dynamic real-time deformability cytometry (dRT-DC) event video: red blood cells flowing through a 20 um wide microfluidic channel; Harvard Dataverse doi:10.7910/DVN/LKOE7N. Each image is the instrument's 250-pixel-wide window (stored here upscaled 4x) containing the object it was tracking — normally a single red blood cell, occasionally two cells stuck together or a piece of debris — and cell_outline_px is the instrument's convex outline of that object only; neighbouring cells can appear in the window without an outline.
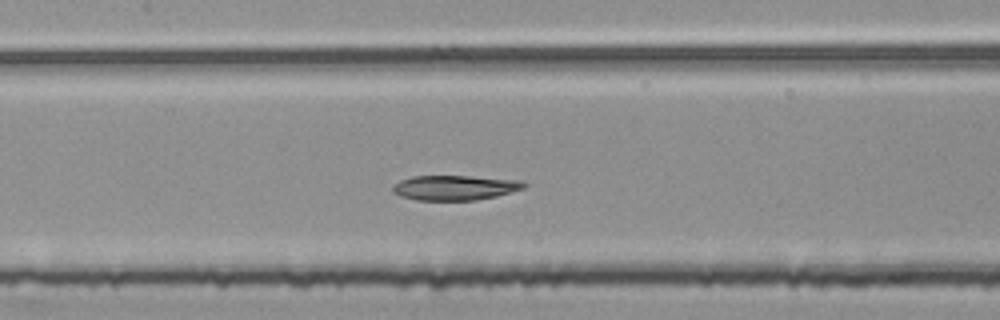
{"species": "common noctule bat (a hibernating species)", "species_latin": "Nyctalus noctula", "temperature_condition": "room temperature", "stored_images_in_passage": 51, "segment_of_instrument_passage": [2, 2], "camera_frame_rate_fps": 3000, "um_per_image_px": 0.085, "animal": {"sex": "female", "body_mass_g": 25.1}, "frame": {"image": 1, "passage_image": 26, "time_ms": 8.333, "image_size_px": [1000, 320], "cell_outline_px": [[528, 184], [524, 188], [496, 196], [476, 200], [416, 200], [400, 196], [392, 192], [392, 188], [400, 180], [412, 176], [472, 176], [516, 180]], "centroid_in_image_um": [38.63, 15.95], "position_along_channel_um": 168.8, "area_um2": 18.9}}
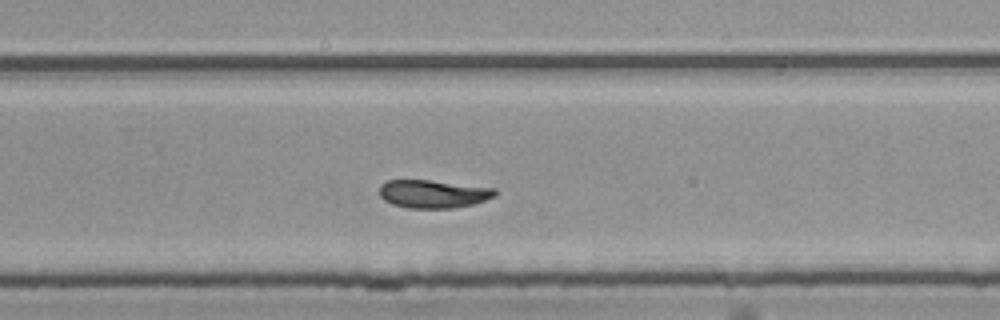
{"frame": {"image": 2, "passage_image": 36, "time_ms": 11.667, "image_size_px": [1000, 320], "cell_outline_px": [[496, 196], [476, 204], [452, 208], [408, 208], [392, 204], [384, 200], [380, 196], [380, 184], [388, 180], [428, 180], [496, 188]], "centroid_in_image_um": [36.84, 16.49], "position_along_channel_um": 293.0, "area_um2": 19.02}}
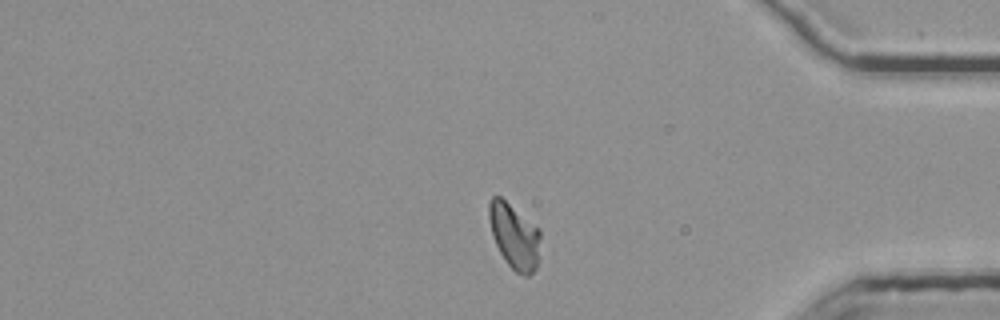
{"frame": {"image": 3, "passage_image": 46, "time_ms": 15.0, "image_size_px": [1000, 320], "cell_outline_px": [[540, 236], [536, 268], [528, 276], [524, 276], [516, 272], [504, 260], [492, 236], [488, 216], [488, 204], [492, 196], [500, 196], [540, 228]], "centroid_in_image_um": [43.7, 20.05], "position_along_channel_um": 391.5, "area_um2": 19.54}}